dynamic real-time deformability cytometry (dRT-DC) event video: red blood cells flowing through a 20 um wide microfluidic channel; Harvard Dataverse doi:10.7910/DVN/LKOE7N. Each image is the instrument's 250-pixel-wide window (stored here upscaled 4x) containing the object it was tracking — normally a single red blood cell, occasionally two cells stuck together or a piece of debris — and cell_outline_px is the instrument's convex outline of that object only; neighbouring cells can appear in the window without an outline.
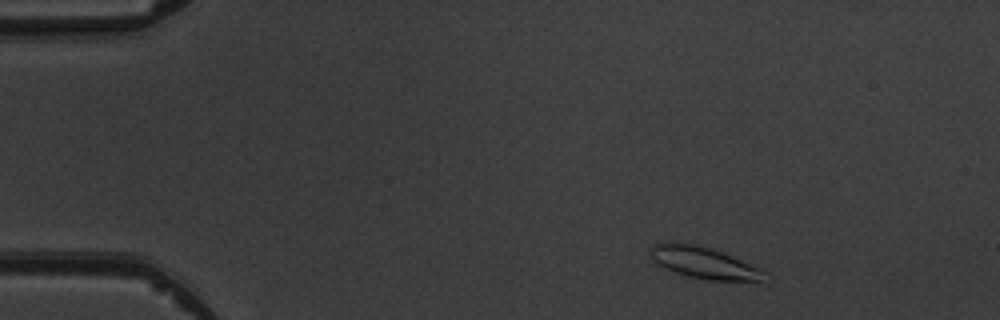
{"species": "common noctule bat (a hibernating species)", "species_latin": "Nyctalus noctula", "temperature_condition": "warm", "stored_images_in_passage": 4, "camera_frame_rate_fps": 3000, "um_per_image_px": 0.085, "animal": {"sex": "male", "body_mass_g": 19.5, "forearm_length_mm": 54.6}, "frame": {"image": 1, "passage_image": 2, "time_ms": 1.0, "image_size_px": [1000, 320], "cell_outline_px": [[768, 284], [708, 280], [688, 276], [664, 268], [652, 260], [648, 248], [652, 244], [668, 240], [676, 240], [696, 244], [732, 256], [764, 272]], "centroid_in_image_um": [59.81, 22.35], "position_along_channel_um": 25.2, "area_um2": 21.79}}